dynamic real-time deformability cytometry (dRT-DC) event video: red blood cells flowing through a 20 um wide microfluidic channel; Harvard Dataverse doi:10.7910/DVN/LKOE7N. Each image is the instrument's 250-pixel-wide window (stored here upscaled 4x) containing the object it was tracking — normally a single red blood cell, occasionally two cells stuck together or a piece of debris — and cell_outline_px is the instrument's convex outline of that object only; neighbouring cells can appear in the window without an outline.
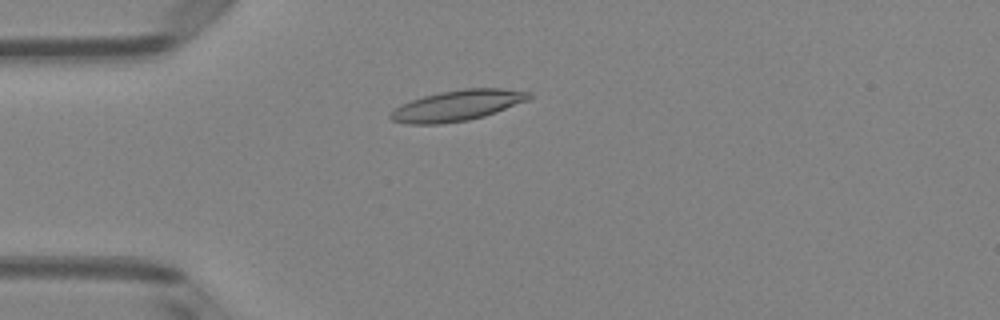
{"species": "Egyptian fruit bat (a non-hibernating species)", "species_latin": "Rousettus aegyptiacus", "temperature_condition": "room temperature", "stored_images_in_passage": 50, "camera_frame_rate_fps": 3000, "um_per_image_px": 0.085, "animal": {"sex": "female"}, "frame": {"image": 1, "passage_image": 13, "time_ms": 4.0, "image_size_px": [1000, 320], "cell_outline_px": [[532, 96], [528, 100], [496, 112], [484, 116], [468, 120], [440, 124], [408, 124], [392, 120], [388, 116], [396, 108], [412, 100], [424, 96], [440, 92], [464, 88], [500, 88], [532, 92]], "centroid_in_image_um": [38.91, 8.96], "position_along_channel_um": 46.1, "area_um2": 24.57}}
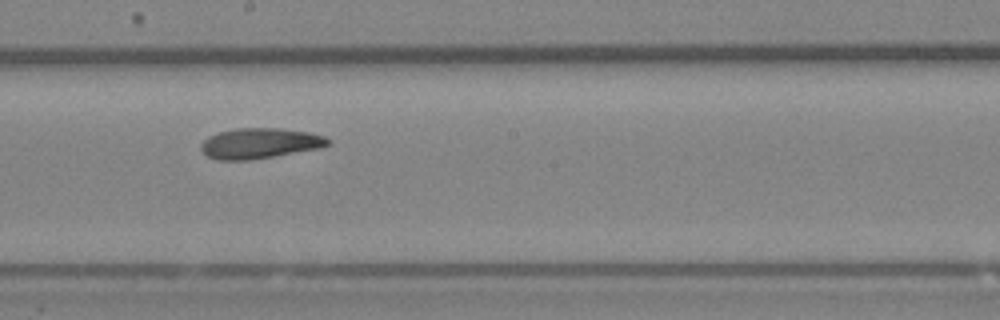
{"frame": {"image": 2, "passage_image": 28, "time_ms": 9.0, "image_size_px": [1000, 320], "cell_outline_px": [[332, 140], [328, 144], [320, 148], [248, 160], [216, 160], [208, 156], [200, 148], [200, 144], [208, 136], [220, 132], [236, 128], [280, 128], [308, 132], [324, 136]], "centroid_in_image_um": [22.07, 12.17], "position_along_channel_um": 226.1, "area_um2": 22.37}}
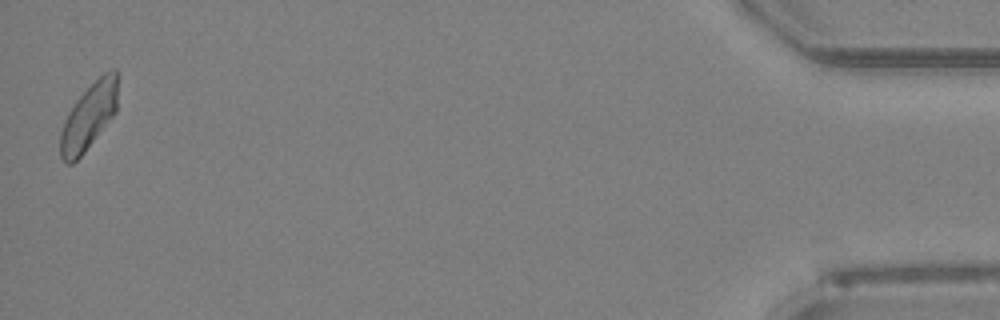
{"frame": {"image": 3, "passage_image": 50, "time_ms": 16.333, "image_size_px": [1000, 320], "cell_outline_px": [[116, 112], [84, 152], [72, 164], [64, 164], [60, 156], [60, 132], [64, 120], [68, 112], [76, 100], [104, 72], [112, 68], [116, 68]], "centroid_in_image_um": [7.51, 9.94], "position_along_channel_um": 427.7, "area_um2": 21.79}, "authors_computed_cell_mechanics": {"area_um2": 22.6287, "velocity_mm_per_s": 3.9731, "shape_relaxation_time_tau1_ms": 11.3602, "shape_relaxation_time_tau2_ms": 6.2374, "deformation_change_tau1": 0.2045, "deformation_change_tau2": 0.1326}}